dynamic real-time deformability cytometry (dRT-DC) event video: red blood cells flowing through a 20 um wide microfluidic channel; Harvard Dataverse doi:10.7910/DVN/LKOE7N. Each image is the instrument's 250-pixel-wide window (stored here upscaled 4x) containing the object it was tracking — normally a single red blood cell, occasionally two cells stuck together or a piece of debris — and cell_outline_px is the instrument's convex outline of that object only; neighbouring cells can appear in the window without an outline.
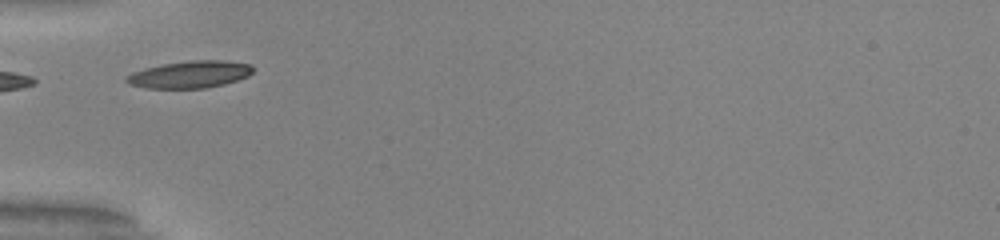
{"species": "common noctule bat (a hibernating species)", "species_latin": "Nyctalus noctula", "temperature_condition": "warm", "stored_images_in_passage": 7, "camera_frame_rate_fps": 3000, "um_per_image_px": 0.085, "animal": {"sex": "male", "body_mass_g": 20.0, "forearm_length_mm": 53.3}, "frame": {"image": 1, "passage_image": 1, "time_ms": 0.0, "image_size_px": [1000, 240], "cell_outline_px": [[252, 72], [248, 76], [224, 84], [204, 88], [144, 88], [128, 84], [124, 80], [124, 76], [132, 72], [144, 68], [164, 64], [188, 60], [224, 60], [252, 64]], "centroid_in_image_um": [16.09, 6.32], "position_along_channel_um": 68.9, "area_um2": 20.11}}